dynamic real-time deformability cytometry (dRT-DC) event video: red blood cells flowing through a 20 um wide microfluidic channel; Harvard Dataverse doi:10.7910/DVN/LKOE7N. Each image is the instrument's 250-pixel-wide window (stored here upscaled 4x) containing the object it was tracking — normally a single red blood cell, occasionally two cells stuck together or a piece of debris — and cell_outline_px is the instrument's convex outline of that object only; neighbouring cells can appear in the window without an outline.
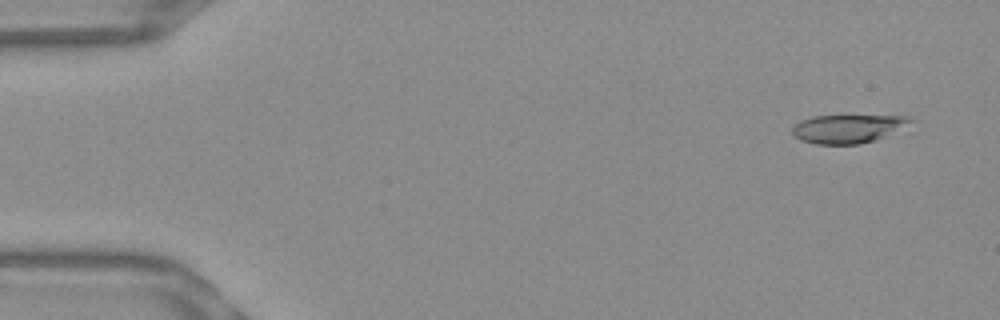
{"species": "Egyptian fruit bat (a non-hibernating species)", "species_latin": "Rousettus aegyptiacus", "temperature_condition": "warm", "stored_images_in_passage": 52, "camera_frame_rate_fps": 3000, "um_per_image_px": 0.085, "frame": {"image": 1, "passage_image": 3, "time_ms": 0.667, "image_size_px": [1000, 320], "cell_outline_px": [[916, 120], [872, 140], [860, 144], [816, 144], [800, 140], [792, 132], [792, 128], [800, 120], [812, 116], [908, 116]], "centroid_in_image_um": [71.98, 10.93], "position_along_channel_um": 13.0, "area_um2": 19.02}}
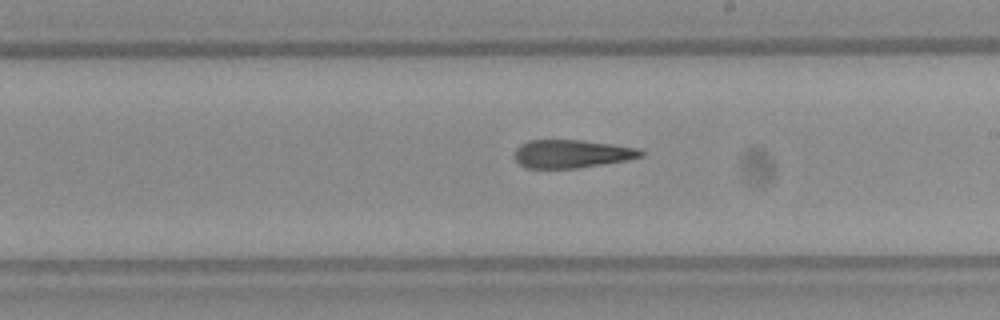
{"frame": {"image": 2, "passage_image": 30, "time_ms": 9.667, "image_size_px": [1000, 320], "cell_outline_px": [[644, 156], [628, 160], [576, 168], [524, 168], [512, 156], [516, 148], [520, 144], [528, 140], [584, 140], [640, 148], [644, 152]], "centroid_in_image_um": [48.59, 13.07], "position_along_channel_um": 240.4, "area_um2": 20.98}}
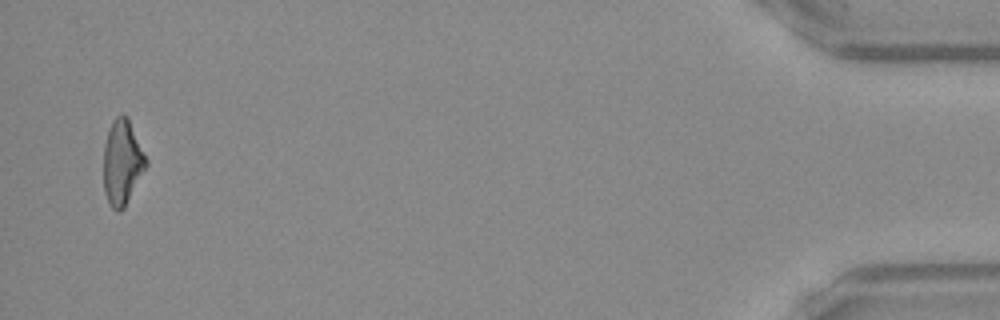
{"frame": {"image": 3, "passage_image": 51, "time_ms": 16.667, "image_size_px": [1000, 320], "cell_outline_px": [[148, 164], [124, 208], [120, 212], [116, 212], [112, 208], [104, 192], [104, 144], [108, 128], [112, 120], [116, 116], [124, 112], [128, 116], [148, 160]], "centroid_in_image_um": [10.39, 13.76], "position_along_channel_um": 424.8, "area_um2": 21.33}, "authors_computed_cell_mechanics": {"area_um2": 21.5594, "velocity_mm_per_s": 3.8575, "shape_relaxation_time_tau1_ms": 9.6682, "shape_relaxation_time_tau2_ms": 2.8163, "deformation_change_tau1": 0.2805, "deformation_change_tau2": 0.1462}}